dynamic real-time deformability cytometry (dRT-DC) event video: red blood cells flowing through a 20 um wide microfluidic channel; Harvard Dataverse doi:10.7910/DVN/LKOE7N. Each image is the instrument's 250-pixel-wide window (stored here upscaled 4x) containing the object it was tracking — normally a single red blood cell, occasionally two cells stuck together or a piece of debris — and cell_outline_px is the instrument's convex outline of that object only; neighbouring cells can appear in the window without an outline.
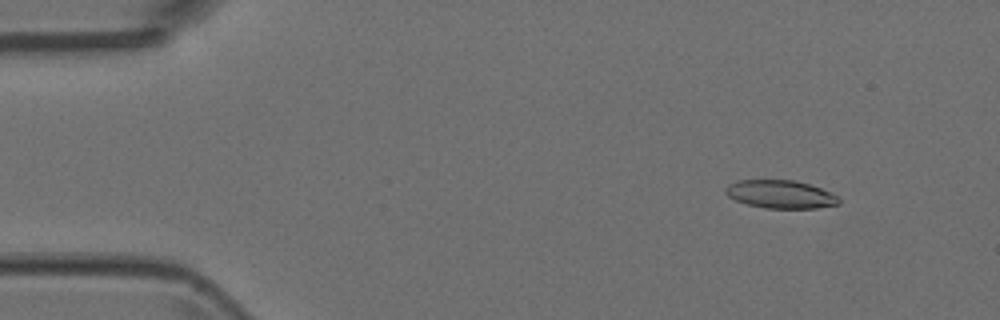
{"species": "Egyptian fruit bat (a non-hibernating species)", "species_latin": "Rousettus aegyptiacus", "temperature_condition": "room temperature", "stored_images_in_passage": 4, "camera_frame_rate_fps": 3000, "um_per_image_px": 0.085, "animal": {"sex": "female"}, "frame": {"image": 1, "passage_image": 2, "time_ms": 0.333, "image_size_px": [1000, 320], "cell_outline_px": [[840, 204], [816, 208], [764, 208], [748, 204], [736, 200], [728, 196], [724, 192], [724, 188], [728, 184], [736, 180], [792, 180], [808, 184], [832, 192], [840, 196]], "centroid_in_image_um": [66.35, 16.51], "position_along_channel_um": 18.6, "area_um2": 18.67}}